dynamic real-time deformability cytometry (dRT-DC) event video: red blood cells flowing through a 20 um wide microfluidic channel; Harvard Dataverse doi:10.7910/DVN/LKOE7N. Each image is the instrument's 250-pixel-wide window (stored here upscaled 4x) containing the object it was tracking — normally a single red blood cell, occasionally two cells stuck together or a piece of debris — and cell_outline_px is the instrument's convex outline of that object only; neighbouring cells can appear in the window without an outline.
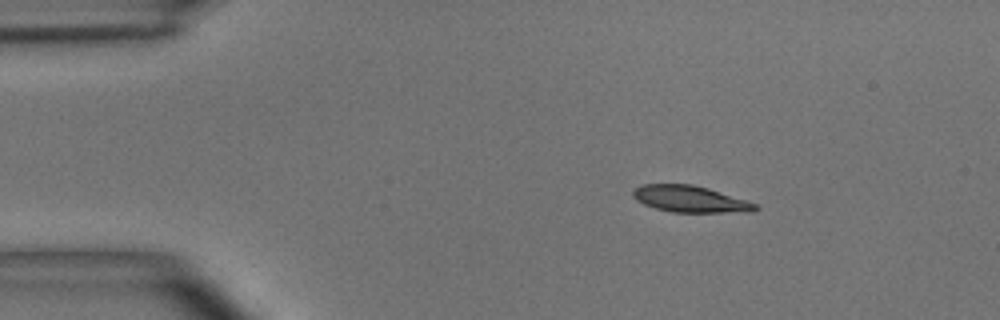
{"species": "common noctule bat (a hibernating species)", "species_latin": "Nyctalus noctula", "temperature_condition": "room temperature", "stored_images_in_passage": 3, "camera_frame_rate_fps": 3000, "um_per_image_px": 0.085, "animal": {"sex": "male", "body_mass_g": 15.6}, "frame": {"image": 1, "passage_image": 2, "time_ms": 1.333, "image_size_px": [1000, 320], "cell_outline_px": [[760, 208], [752, 212], [672, 212], [656, 208], [644, 204], [636, 200], [632, 196], [632, 192], [640, 184], [692, 184], [708, 188], [756, 204]], "centroid_in_image_um": [58.64, 16.92], "position_along_channel_um": 26.4, "area_um2": 18.79}}